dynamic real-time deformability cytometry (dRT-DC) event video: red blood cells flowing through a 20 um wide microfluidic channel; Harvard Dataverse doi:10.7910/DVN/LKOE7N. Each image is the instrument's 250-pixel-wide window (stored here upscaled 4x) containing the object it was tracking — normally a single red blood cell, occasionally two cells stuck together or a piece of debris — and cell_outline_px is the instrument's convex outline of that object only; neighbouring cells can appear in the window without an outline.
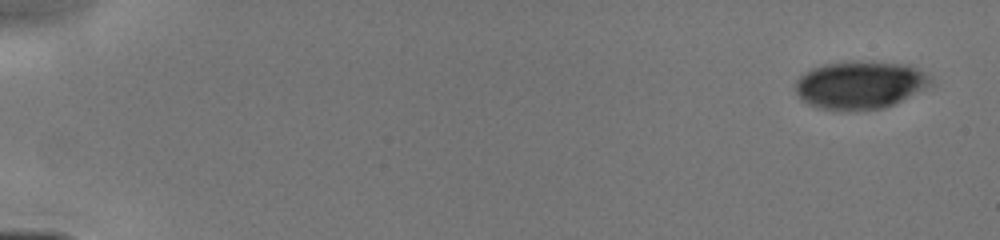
{"species": "human", "species_latin": "Homo sapiens", "temperature_condition": "cold", "stored_images_in_passage": 8, "camera_frame_rate_fps": 3000, "um_per_image_px": 0.085, "donor": {"sex": "male"}, "frame": {"image": 1, "passage_image": 1, "time_ms": 0.0, "image_size_px": [1000, 240], "cell_outline_px": [[932, 80], [928, 84], [900, 100], [884, 108], [848, 112], [840, 112], [816, 108], [800, 100], [796, 92], [796, 80], [804, 72], [820, 64], [848, 60], [872, 60], [908, 64], [924, 72]], "centroid_in_image_um": [72.99, 7.21], "position_along_channel_um": 12.0, "area_um2": 38.38}}
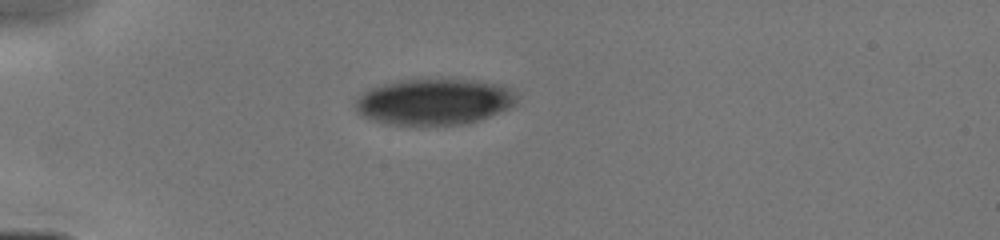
{"frame": {"image": 2, "passage_image": 6, "time_ms": 4.0, "image_size_px": [1000, 240], "cell_outline_px": [[520, 96], [516, 104], [500, 112], [480, 120], [460, 124], [388, 124], [372, 120], [356, 112], [356, 100], [368, 88], [400, 80], [440, 76], [476, 80], [500, 84], [508, 88]], "centroid_in_image_um": [36.95, 8.59], "position_along_channel_um": 48.1, "area_um2": 44.22}}